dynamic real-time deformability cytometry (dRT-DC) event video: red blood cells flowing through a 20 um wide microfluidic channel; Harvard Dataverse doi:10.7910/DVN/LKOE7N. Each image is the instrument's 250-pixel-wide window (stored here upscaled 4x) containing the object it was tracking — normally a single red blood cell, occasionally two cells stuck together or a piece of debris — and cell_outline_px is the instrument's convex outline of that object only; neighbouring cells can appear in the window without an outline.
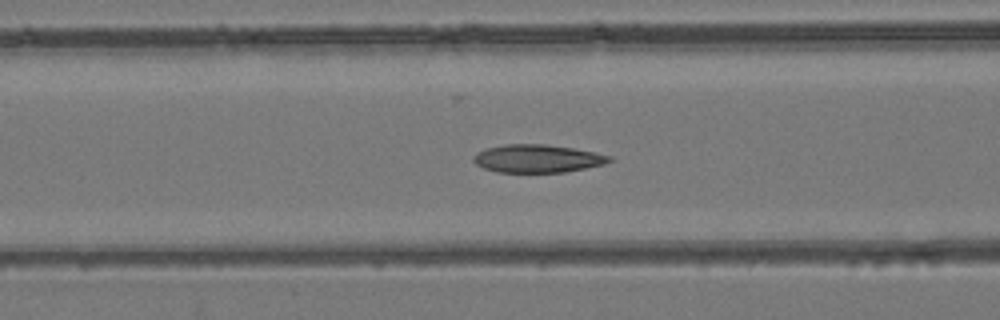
{"species": "common noctule bat (a hibernating species)", "species_latin": "Nyctalus noctula", "temperature_condition": "room temperature", "stored_images_in_passage": 42, "camera_frame_rate_fps": 3000, "um_per_image_px": 0.085, "animal": {"sex": "female", "body_mass_g": 24.6, "forearm_length_mm": 56.2}, "frame": {"image": 1, "passage_image": 21, "time_ms": 6.667, "image_size_px": [1000, 320], "cell_outline_px": [[612, 160], [604, 164], [564, 172], [496, 172], [484, 168], [476, 164], [472, 160], [472, 156], [476, 152], [484, 148], [504, 144], [544, 144], [572, 148], [612, 156]], "centroid_in_image_um": [45.61, 13.47], "position_along_channel_um": 121.0, "area_um2": 22.14}}
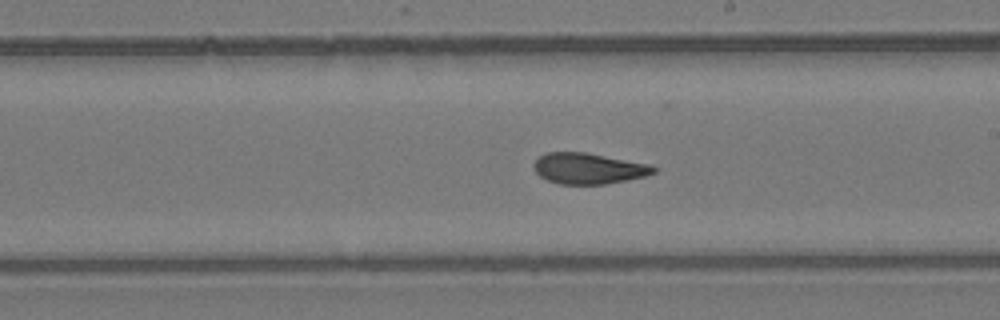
{"frame": {"image": 2, "passage_image": 30, "time_ms": 9.667, "image_size_px": [1000, 320], "cell_outline_px": [[656, 172], [644, 176], [604, 184], [560, 184], [548, 180], [540, 176], [532, 168], [532, 164], [540, 156], [548, 152], [584, 152], [652, 164], [656, 168]], "centroid_in_image_um": [50.01, 14.31], "position_along_channel_um": 239.0, "area_um2": 21.5}}
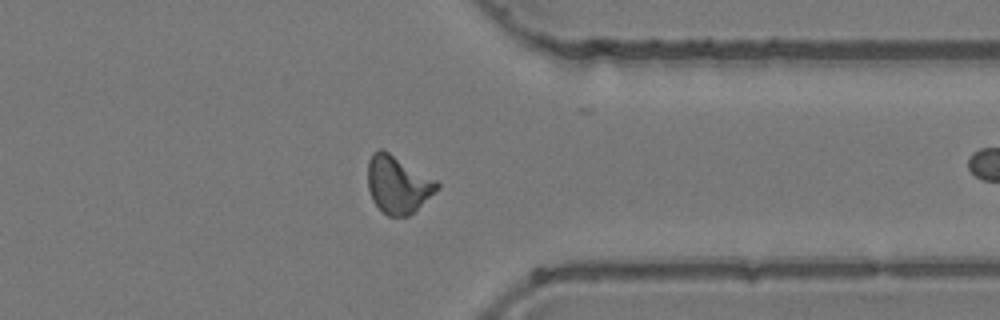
{"frame": {"image": 3, "passage_image": 41, "time_ms": 13.333, "image_size_px": [1000, 320], "cell_outline_px": [[440, 188], [408, 216], [388, 216], [372, 200], [368, 188], [368, 160], [372, 152], [380, 148], [388, 152], [436, 180], [440, 184]], "centroid_in_image_um": [33.8, 15.67], "position_along_channel_um": 377.6, "area_um2": 22.89}}